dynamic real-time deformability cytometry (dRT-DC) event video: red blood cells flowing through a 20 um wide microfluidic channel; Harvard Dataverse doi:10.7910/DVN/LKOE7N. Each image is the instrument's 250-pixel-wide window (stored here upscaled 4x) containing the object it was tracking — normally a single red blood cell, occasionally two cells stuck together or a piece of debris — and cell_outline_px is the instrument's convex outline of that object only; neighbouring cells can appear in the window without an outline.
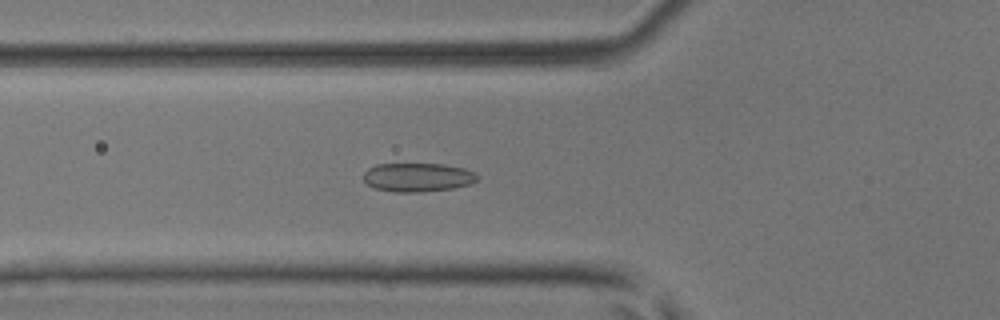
{"species": "common noctule bat (a hibernating species)", "species_latin": "Nyctalus noctula", "temperature_condition": "room temperature", "stored_images_in_passage": 28, "camera_frame_rate_fps": 3000, "um_per_image_px": 0.085, "animal": {"sex": "male", "body_mass_g": 17.9, "forearm_length_mm": 54.2}, "frame": {"image": 1, "passage_image": 18, "time_ms": 5.667, "image_size_px": [1000, 320], "cell_outline_px": [[480, 180], [472, 184], [452, 188], [420, 192], [392, 192], [372, 188], [364, 180], [364, 172], [368, 168], [376, 164], [444, 164], [464, 168], [476, 172], [480, 176]], "centroid_in_image_um": [35.55, 15.07], "position_along_channel_um": 90.3, "area_um2": 19.42}}
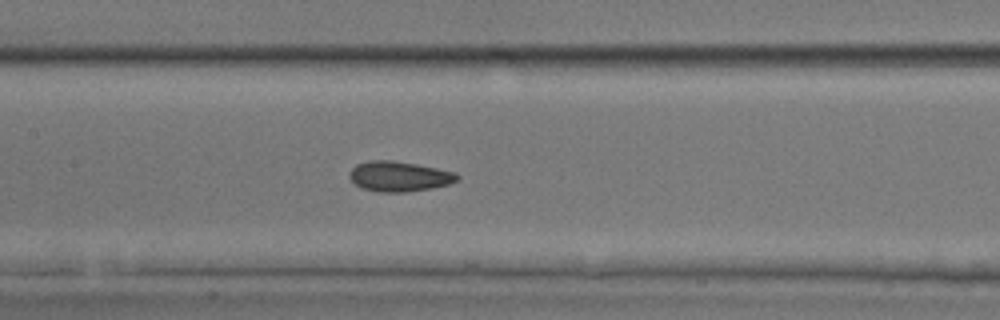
{"frame": {"image": 2, "passage_image": 24, "time_ms": 7.667, "image_size_px": [1000, 320], "cell_outline_px": [[460, 176], [456, 180], [448, 184], [432, 188], [404, 192], [376, 192], [360, 188], [348, 176], [348, 172], [356, 164], [372, 160], [392, 160], [416, 164], [456, 172]], "centroid_in_image_um": [33.89, 14.99], "position_along_channel_um": 173.5, "area_um2": 18.96}}
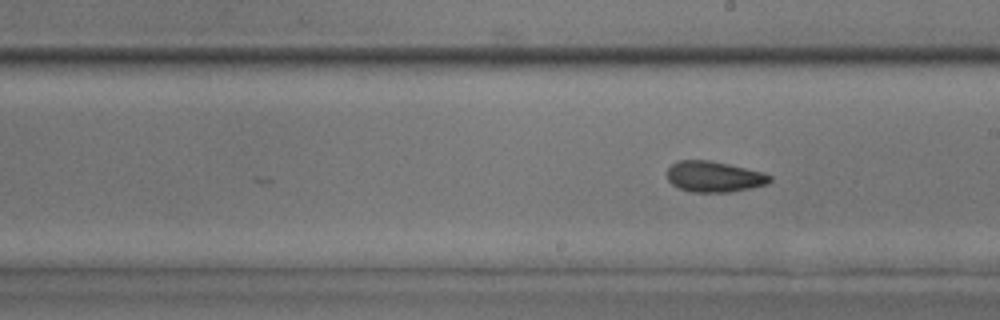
{"frame": {"image": 3, "passage_image": 28, "time_ms": 9.0, "image_size_px": [1000, 320], "cell_outline_px": [[772, 180], [768, 184], [752, 188], [728, 192], [692, 192], [680, 188], [672, 184], [668, 180], [668, 168], [676, 160], [708, 160], [728, 164], [764, 172], [772, 176]], "centroid_in_image_um": [60.73, 15.01], "position_along_channel_um": 228.3, "area_um2": 18.5}}